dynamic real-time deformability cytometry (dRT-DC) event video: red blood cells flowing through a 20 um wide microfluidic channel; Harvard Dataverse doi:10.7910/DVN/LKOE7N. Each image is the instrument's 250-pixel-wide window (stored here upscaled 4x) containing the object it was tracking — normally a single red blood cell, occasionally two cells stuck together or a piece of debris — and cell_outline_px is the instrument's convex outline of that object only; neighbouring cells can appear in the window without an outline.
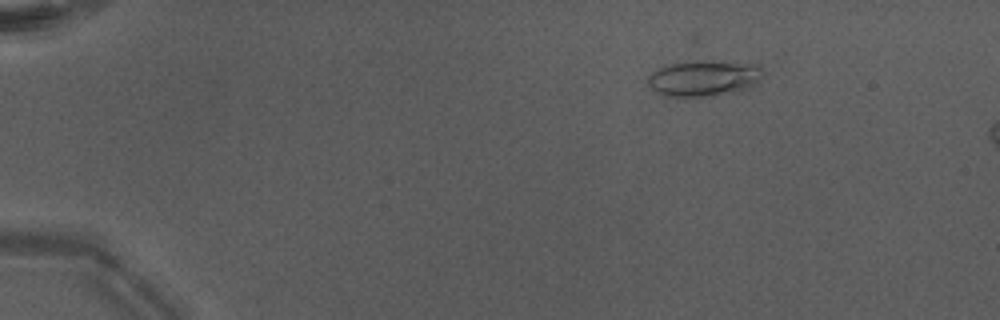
{"species": "Egyptian fruit bat (a non-hibernating species)", "species_latin": "Rousettus aegyptiacus", "temperature_condition": "warm", "stored_images_in_passage": 44, "camera_frame_rate_fps": 3000, "um_per_image_px": 0.085, "animal": {"sex": "male"}, "frame": {"image": 1, "passage_image": 2, "time_ms": 0.333, "image_size_px": [1000, 320], "cell_outline_px": [[764, 72], [756, 84], [752, 88], [740, 92], [712, 96], [668, 96], [656, 92], [648, 84], [648, 76], [656, 68], [668, 64], [696, 60], [712, 60], [760, 64]], "centroid_in_image_um": [59.89, 6.63], "position_along_channel_um": 25.1, "area_um2": 24.74}}
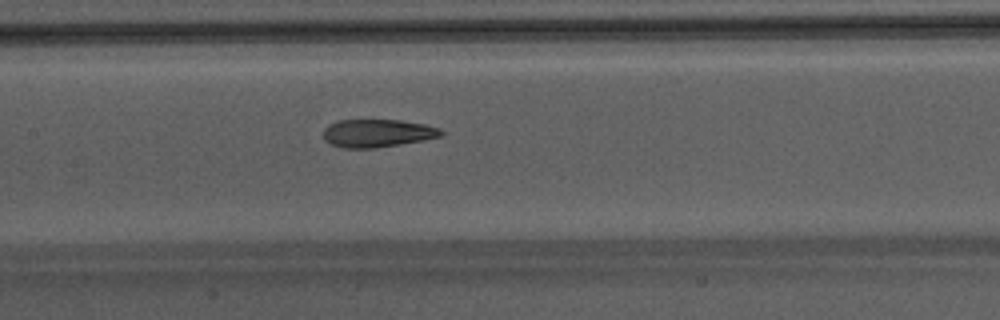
{"frame": {"image": 2, "passage_image": 20, "time_ms": 6.333, "image_size_px": [1000, 320], "cell_outline_px": [[444, 132], [440, 136], [424, 140], [376, 148], [344, 148], [332, 144], [324, 140], [324, 128], [328, 124], [336, 120], [400, 120], [424, 124], [440, 128]], "centroid_in_image_um": [32.06, 11.31], "position_along_channel_um": 175.3, "area_um2": 19.19}}
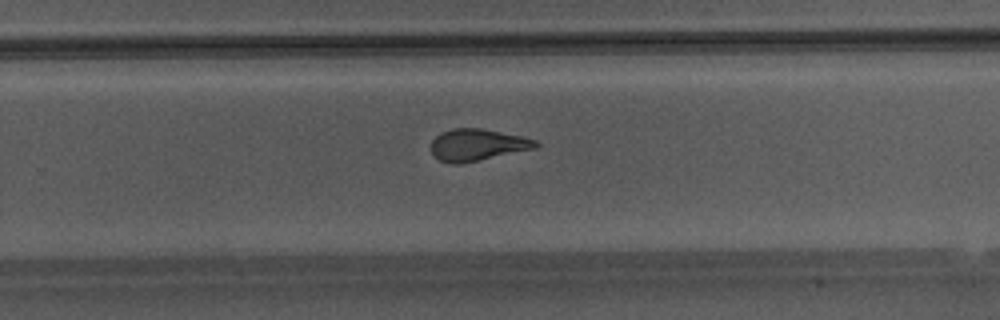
{"frame": {"image": 3, "passage_image": 28, "time_ms": 9.0, "image_size_px": [1000, 320], "cell_outline_px": [[540, 144], [536, 148], [460, 164], [452, 164], [440, 160], [432, 152], [432, 140], [440, 132], [452, 128], [480, 128], [520, 136], [536, 140]], "centroid_in_image_um": [40.57, 12.31], "position_along_channel_um": 289.2, "area_um2": 19.19}, "authors_computed_cell_mechanics": {"area_um2": 19.9699, "velocity_mm_per_s": 4.2832, "shape_relaxation_time_tau1_ms": null, "shape_relaxation_time_tau2_ms": 1.6746, "deformation_change_tau1": null, "deformation_change_tau2": 0.0983}}